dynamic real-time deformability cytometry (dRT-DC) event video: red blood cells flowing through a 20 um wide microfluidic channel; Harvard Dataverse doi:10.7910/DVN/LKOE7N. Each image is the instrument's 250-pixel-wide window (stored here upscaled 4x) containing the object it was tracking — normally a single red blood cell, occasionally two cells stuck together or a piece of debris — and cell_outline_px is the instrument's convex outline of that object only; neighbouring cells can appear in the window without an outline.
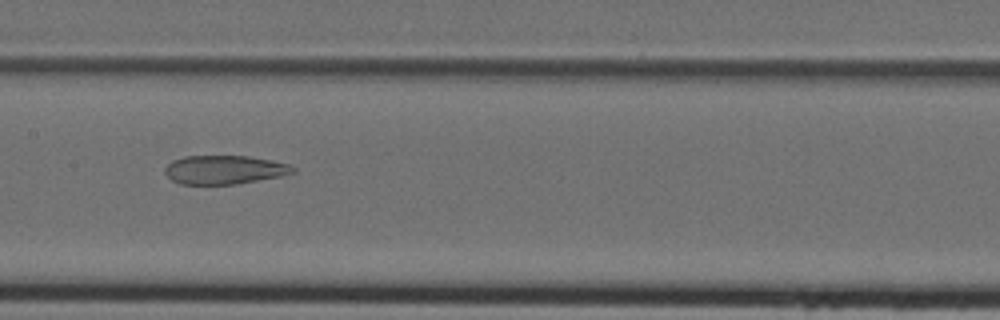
{"species": "Egyptian fruit bat (a non-hibernating species)", "species_latin": "Rousettus aegyptiacus", "temperature_condition": "cold", "stored_images_in_passage": 44, "camera_frame_rate_fps": 3000, "um_per_image_px": 0.085, "animal": {"sex": "female"}, "frame": {"image": 1, "passage_image": 22, "time_ms": 7.0, "image_size_px": [1000, 320], "cell_outline_px": [[296, 172], [280, 176], [236, 184], [180, 184], [172, 180], [164, 172], [164, 168], [172, 160], [184, 156], [248, 156], [288, 164], [296, 168]], "centroid_in_image_um": [19.05, 14.43], "position_along_channel_um": 188.4, "area_um2": 21.33}}
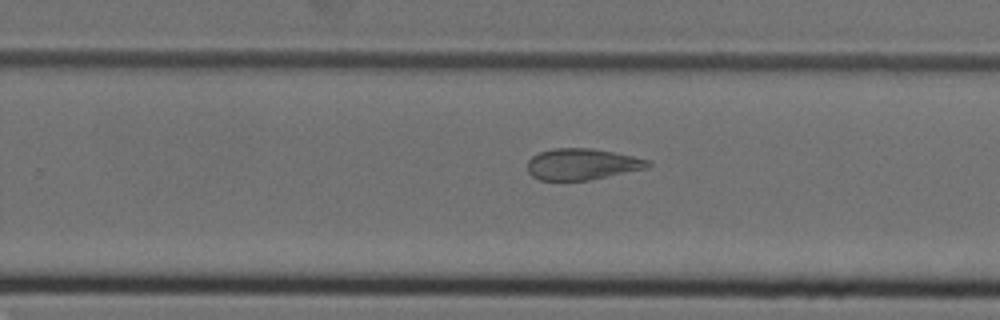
{"frame": {"image": 2, "passage_image": 28, "time_ms": 9.0, "image_size_px": [1000, 320], "cell_outline_px": [[652, 164], [648, 168], [588, 180], [540, 180], [532, 176], [528, 172], [528, 160], [532, 156], [540, 152], [552, 148], [592, 148], [632, 156], [648, 160]], "centroid_in_image_um": [49.46, 13.95], "position_along_channel_um": 280.3, "area_um2": 21.85}}
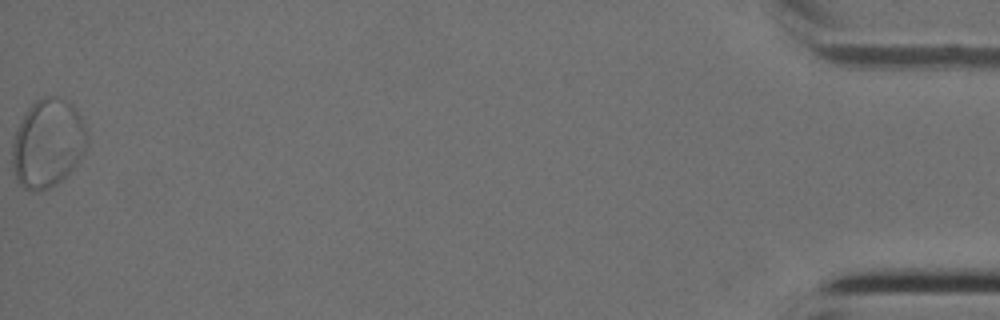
{"frame": {"image": 3, "passage_image": 44, "time_ms": 14.333, "image_size_px": [1000, 320], "cell_outline_px": [[88, 144], [84, 152], [68, 176], [56, 184], [48, 188], [36, 192], [24, 188], [16, 180], [12, 164], [12, 144], [16, 132], [24, 112], [36, 100], [44, 96], [56, 96], [68, 100], [72, 104], [84, 120], [88, 136]], "centroid_in_image_um": [4.08, 12.17], "position_along_channel_um": 431.1, "area_um2": 39.07}}